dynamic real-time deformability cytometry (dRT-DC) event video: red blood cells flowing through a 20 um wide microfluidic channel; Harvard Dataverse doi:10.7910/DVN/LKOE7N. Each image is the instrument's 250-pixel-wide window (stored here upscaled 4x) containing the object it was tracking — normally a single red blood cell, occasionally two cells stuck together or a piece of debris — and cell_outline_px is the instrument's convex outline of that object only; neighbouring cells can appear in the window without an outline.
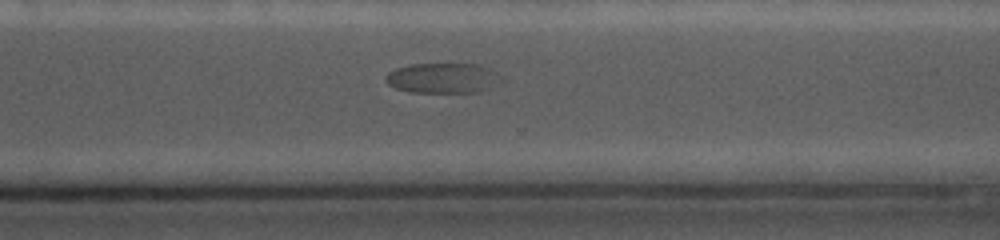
{"species": "common noctule bat (a hibernating species)", "species_latin": "Nyctalus noctula", "temperature_condition": "cold", "stored_images_in_passage": 23, "camera_frame_rate_fps": 5000, "um_per_image_px": 0.085, "animal": {"sex": "female", "body_mass_g": 19.0, "forearm_length_mm": 56.7}, "frame": {"image": 1, "passage_image": 20, "time_ms": 9.8, "image_size_px": [1000, 240], "cell_outline_px": [[496, 80], [488, 88], [476, 92], [412, 92], [396, 88], [388, 84], [384, 80], [388, 72], [396, 68], [412, 64], [476, 64], [492, 68], [496, 72]], "centroid_in_image_um": [37.54, 6.62], "position_along_channel_um": 333.1, "area_um2": 19.83}}